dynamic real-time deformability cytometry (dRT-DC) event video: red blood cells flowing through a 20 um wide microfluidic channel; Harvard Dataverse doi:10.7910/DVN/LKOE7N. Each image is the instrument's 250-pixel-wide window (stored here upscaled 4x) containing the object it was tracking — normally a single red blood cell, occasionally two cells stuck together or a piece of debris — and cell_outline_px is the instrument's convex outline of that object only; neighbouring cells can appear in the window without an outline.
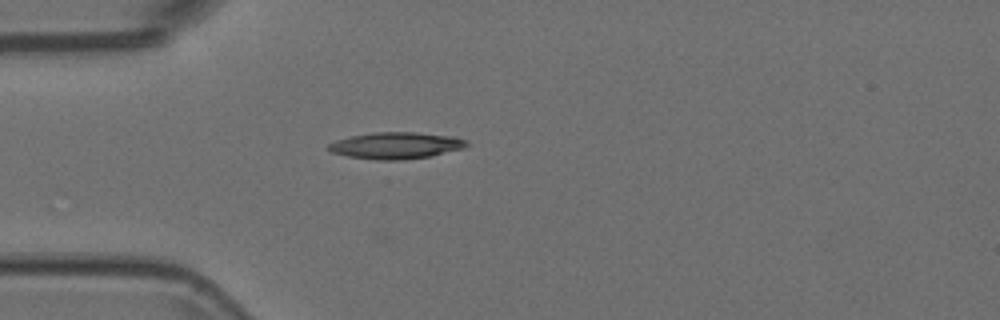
{"species": "Egyptian fruit bat (a non-hibernating species)", "species_latin": "Rousettus aegyptiacus", "temperature_condition": "room temperature", "stored_images_in_passage": 42, "camera_frame_rate_fps": 3000, "um_per_image_px": 0.085, "animal": {"sex": "female"}, "frame": {"image": 1, "passage_image": 4, "time_ms": 1.0, "image_size_px": [1000, 320], "cell_outline_px": [[468, 144], [464, 148], [428, 156], [404, 160], [376, 160], [348, 156], [332, 152], [328, 148], [328, 144], [336, 140], [352, 136], [372, 132], [412, 132], [452, 136], [464, 140]], "centroid_in_image_um": [33.62, 12.37], "position_along_channel_um": 51.4, "area_um2": 21.15}}
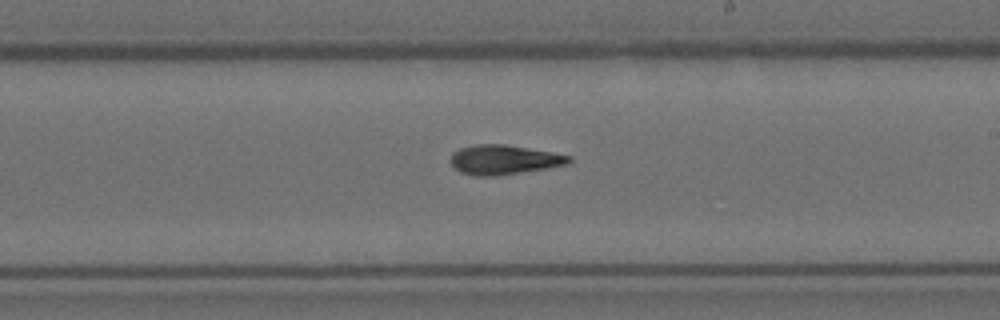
{"frame": {"image": 2, "passage_image": 20, "time_ms": 6.333, "image_size_px": [1000, 320], "cell_outline_px": [[572, 160], [568, 164], [496, 176], [476, 176], [460, 172], [452, 164], [452, 152], [460, 148], [476, 144], [504, 144], [572, 156]], "centroid_in_image_um": [42.81, 13.57], "position_along_channel_um": 246.2, "area_um2": 20.0}}
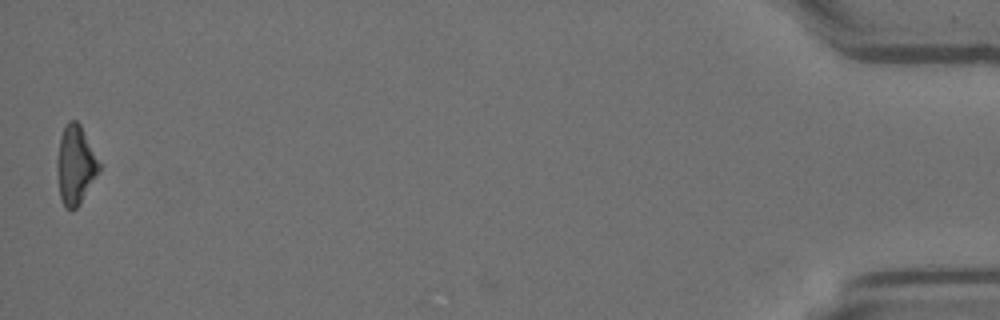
{"frame": {"image": 3, "passage_image": 42, "time_ms": 13.667, "image_size_px": [1000, 320], "cell_outline_px": [[100, 168], [80, 204], [76, 208], [64, 208], [60, 196], [56, 168], [56, 160], [60, 136], [68, 120], [76, 120], [80, 124], [100, 164]], "centroid_in_image_um": [6.38, 14.01], "position_along_channel_um": 428.8, "area_um2": 19.02}}